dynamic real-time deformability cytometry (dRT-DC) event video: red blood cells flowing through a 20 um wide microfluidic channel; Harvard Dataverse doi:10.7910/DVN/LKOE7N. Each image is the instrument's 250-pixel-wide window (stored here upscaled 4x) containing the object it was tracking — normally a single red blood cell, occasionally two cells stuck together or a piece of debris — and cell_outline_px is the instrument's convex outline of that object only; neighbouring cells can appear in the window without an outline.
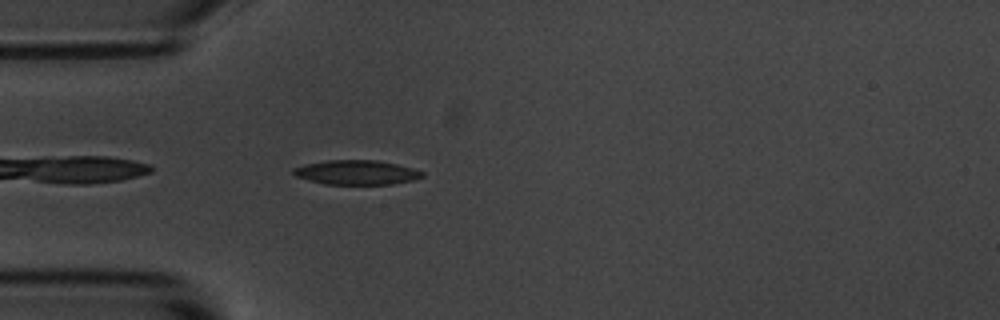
{"species": "common noctule bat (a hibernating species)", "species_latin": "Nyctalus noctula", "temperature_condition": "room temperature", "stored_images_in_passage": 39, "camera_frame_rate_fps": 3000, "um_per_image_px": 0.085, "animal": {"sex": "male", "body_mass_g": 20.1, "forearm_length_mm": 53.5}, "frame": {"image": 1, "passage_image": 2, "time_ms": 0.333, "image_size_px": [1000, 320], "cell_outline_px": [[424, 176], [412, 180], [392, 184], [324, 184], [308, 180], [296, 176], [292, 172], [292, 168], [304, 164], [324, 160], [376, 160], [396, 164], [412, 168], [424, 172]], "centroid_in_image_um": [30.27, 14.65], "position_along_channel_um": 54.7, "area_um2": 18.38}}
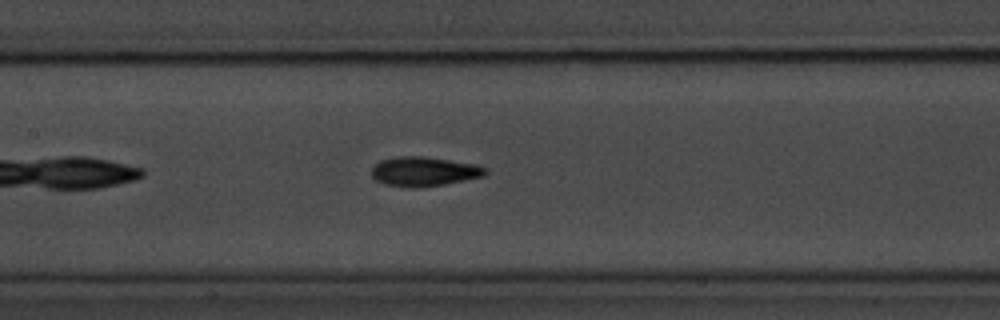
{"frame": {"image": 2, "passage_image": 12, "time_ms": 3.667, "image_size_px": [1000, 320], "cell_outline_px": [[488, 172], [484, 176], [444, 184], [420, 188], [412, 188], [384, 184], [376, 180], [372, 176], [372, 168], [380, 160], [400, 156], [424, 156], [476, 164], [488, 168]], "centroid_in_image_um": [36.06, 14.58], "position_along_channel_um": 171.3, "area_um2": 19.59}}
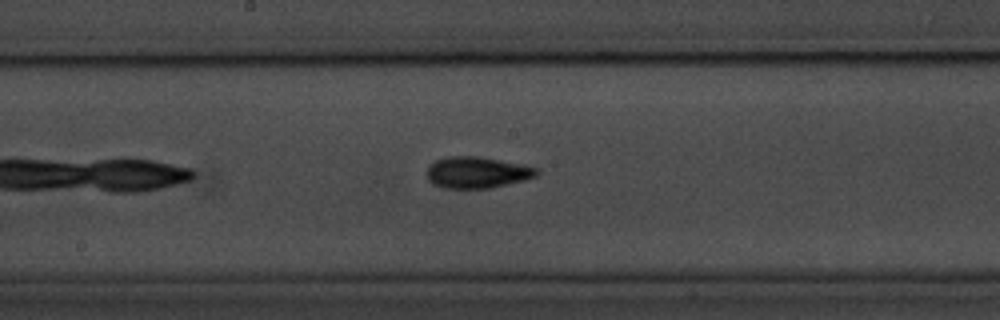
{"frame": {"image": 3, "passage_image": 15, "time_ms": 4.667, "image_size_px": [1000, 320], "cell_outline_px": [[540, 172], [536, 176], [524, 180], [488, 188], [444, 188], [432, 184], [428, 180], [428, 168], [436, 160], [448, 156], [480, 156], [520, 164], [536, 168]], "centroid_in_image_um": [40.54, 14.65], "position_along_channel_um": 207.7, "area_um2": 19.88}, "authors_computed_cell_mechanics": {"area_um2": 18.9006, "velocity_mm_per_s": 3.6367, "shape_relaxation_time_tau1_ms": 2.8264, "shape_relaxation_time_tau2_ms": 3.1749, "deformation_change_tau1": 0.1259, "deformation_change_tau2": 0.0955}}